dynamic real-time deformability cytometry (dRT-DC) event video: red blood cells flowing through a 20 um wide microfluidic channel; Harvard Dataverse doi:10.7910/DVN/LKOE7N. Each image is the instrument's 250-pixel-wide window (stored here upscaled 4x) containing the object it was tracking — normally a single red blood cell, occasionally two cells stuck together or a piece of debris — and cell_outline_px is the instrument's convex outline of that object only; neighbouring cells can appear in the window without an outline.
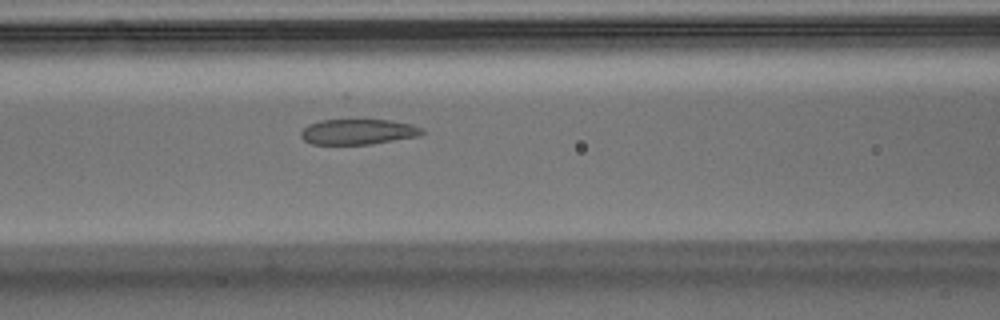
{"species": "Egyptian fruit bat (a non-hibernating species)", "species_latin": "Rousettus aegyptiacus", "temperature_condition": "warm", "stored_images_in_passage": 34, "camera_frame_rate_fps": 3000, "um_per_image_px": 0.085, "animal": {"sex": "male"}, "frame": {"image": 1, "passage_image": 6, "time_ms": 1.667, "image_size_px": [1000, 320], "cell_outline_px": [[424, 132], [420, 136], [372, 144], [312, 144], [304, 140], [300, 136], [300, 132], [308, 124], [320, 120], [392, 120], [412, 124], [424, 128]], "centroid_in_image_um": [30.46, 11.2], "position_along_channel_um": 136.1, "area_um2": 18.09}}
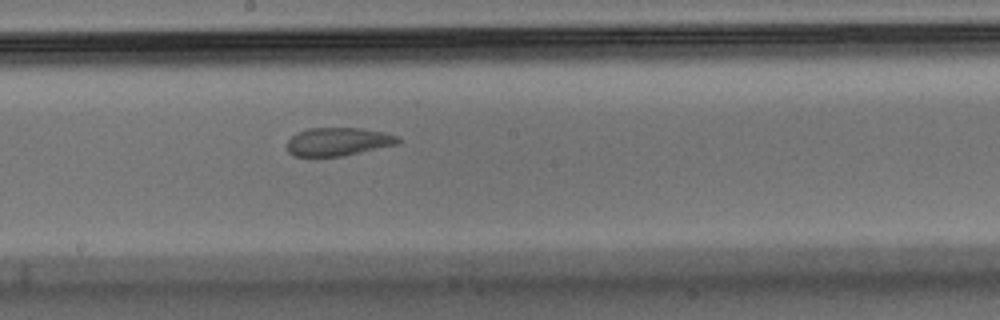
{"frame": {"image": 2, "passage_image": 13, "time_ms": 4.0, "image_size_px": [1000, 320], "cell_outline_px": [[400, 144], [344, 156], [292, 156], [288, 152], [288, 140], [296, 132], [308, 128], [360, 128], [384, 132], [396, 136], [400, 140]], "centroid_in_image_um": [28.75, 12.04], "position_along_channel_um": 219.5, "area_um2": 18.38}}
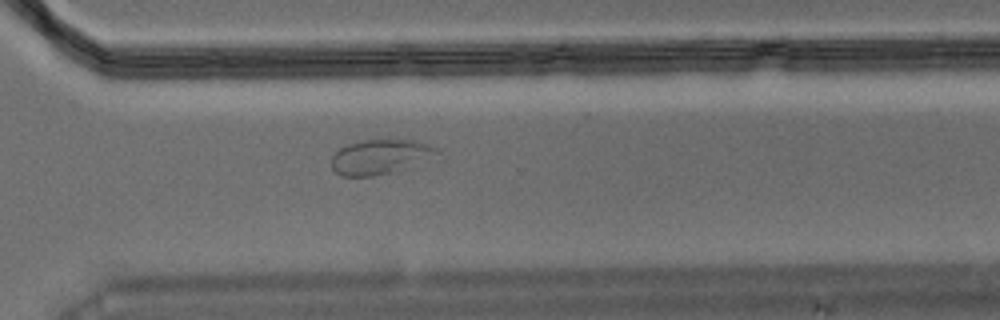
{"frame": {"image": 3, "passage_image": 23, "time_ms": 7.333, "image_size_px": [1000, 320], "cell_outline_px": [[444, 160], [392, 172], [372, 176], [340, 176], [332, 168], [332, 156], [340, 148], [348, 144], [364, 140], [412, 140], [428, 144], [440, 148]], "centroid_in_image_um": [32.55, 13.35], "position_along_channel_um": 338.1, "area_um2": 22.43}}